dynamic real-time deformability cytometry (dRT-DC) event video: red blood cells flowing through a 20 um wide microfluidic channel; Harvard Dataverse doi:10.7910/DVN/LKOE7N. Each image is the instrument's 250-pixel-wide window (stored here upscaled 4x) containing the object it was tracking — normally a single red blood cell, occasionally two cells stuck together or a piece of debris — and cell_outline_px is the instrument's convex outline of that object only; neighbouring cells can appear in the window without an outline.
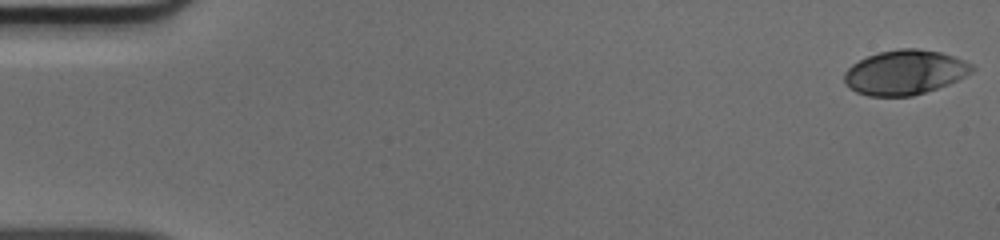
{"species": "human", "species_latin": "Homo sapiens", "temperature_condition": "cold", "stored_images_in_passage": 10, "camera_frame_rate_fps": 3000, "um_per_image_px": 0.085, "donor": {"sex": "male"}, "frame": {"image": 1, "passage_image": 1, "time_ms": 0.0, "image_size_px": [1000, 240], "cell_outline_px": [[976, 68], [972, 72], [948, 84], [912, 96], [868, 96], [856, 92], [848, 88], [844, 84], [844, 72], [852, 64], [868, 56], [880, 52], [900, 48], [916, 48], [940, 52], [964, 60], [972, 64]], "centroid_in_image_um": [76.88, 6.15], "position_along_channel_um": 8.1, "area_um2": 33.12}}